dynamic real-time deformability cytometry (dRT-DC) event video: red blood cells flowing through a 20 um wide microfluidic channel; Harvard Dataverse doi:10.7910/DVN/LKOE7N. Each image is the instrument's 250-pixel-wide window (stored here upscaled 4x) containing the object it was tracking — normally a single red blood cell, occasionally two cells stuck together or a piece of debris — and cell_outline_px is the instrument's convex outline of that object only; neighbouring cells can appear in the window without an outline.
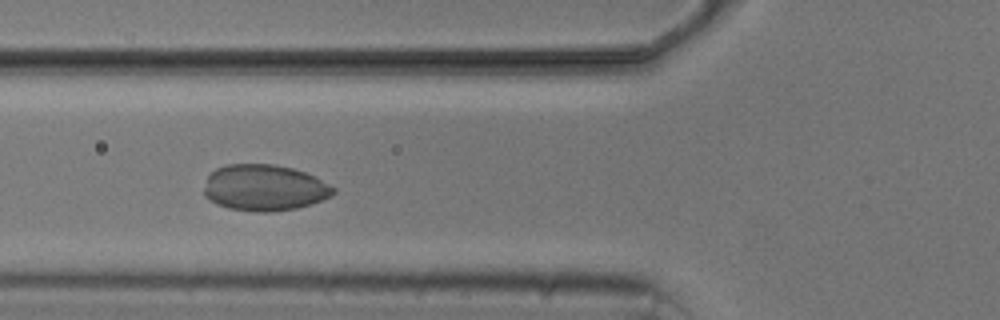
{"species": "common noctule bat (a hibernating species)", "species_latin": "Nyctalus noctula", "temperature_condition": "cold", "stored_images_in_passage": 7, "camera_frame_rate_fps": 3000, "um_per_image_px": 0.085, "animal": {"sex": "male", "body_mass_g": 20.5, "forearm_length_mm": 52.5}, "frame": {"image": 1, "passage_image": 6, "time_ms": 7.333, "image_size_px": [1000, 320], "cell_outline_px": [[336, 192], [332, 196], [312, 204], [296, 208], [268, 212], [252, 212], [228, 208], [216, 204], [204, 196], [204, 188], [208, 176], [216, 168], [228, 164], [272, 164], [292, 168], [304, 172], [336, 188]], "centroid_in_image_um": [22.46, 15.97], "position_along_channel_um": 103.3, "area_um2": 34.85}}
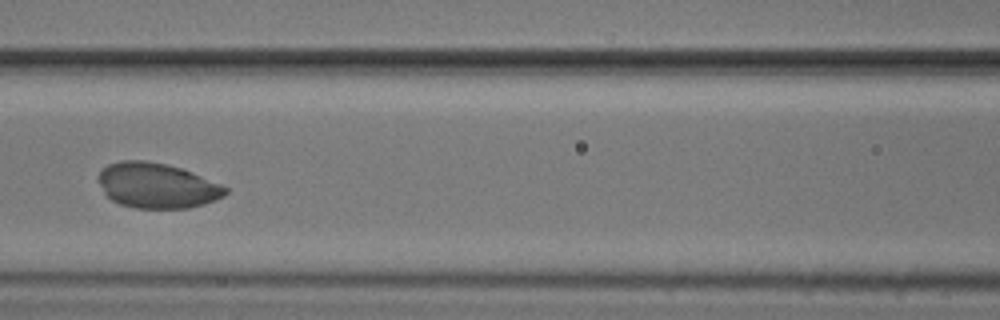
{"frame": {"image": 2, "passage_image": 7, "time_ms": 8.667, "image_size_px": [1000, 320], "cell_outline_px": [[228, 192], [224, 196], [204, 204], [188, 208], [136, 208], [120, 204], [112, 200], [104, 192], [96, 176], [108, 164], [120, 160], [144, 160], [168, 164], [180, 168], [220, 184], [228, 188]], "centroid_in_image_um": [13.32, 15.77], "position_along_channel_um": 153.3, "area_um2": 33.29}}